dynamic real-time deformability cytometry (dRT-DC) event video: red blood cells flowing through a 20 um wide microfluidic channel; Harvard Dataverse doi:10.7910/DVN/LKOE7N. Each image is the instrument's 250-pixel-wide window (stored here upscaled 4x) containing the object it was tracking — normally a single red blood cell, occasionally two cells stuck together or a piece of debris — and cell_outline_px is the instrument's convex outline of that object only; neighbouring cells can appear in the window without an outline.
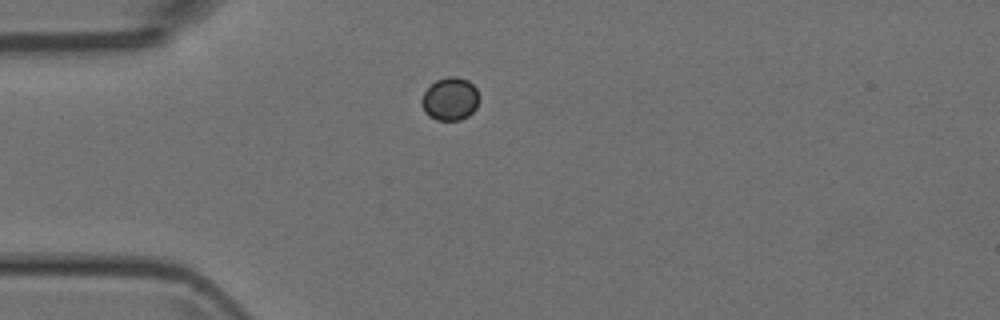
{"species": "Egyptian fruit bat (a non-hibernating species)", "species_latin": "Rousettus aegyptiacus", "temperature_condition": "room temperature", "stored_images_in_passage": 1, "camera_frame_rate_fps": 3000, "um_per_image_px": 0.085, "animal": {"sex": "female"}, "frame": {"image": 1, "passage_image": 1, "time_ms": 0.0, "image_size_px": [1000, 320], "cell_outline_px": [[480, 100], [476, 108], [468, 116], [460, 120], [436, 120], [428, 116], [424, 112], [420, 104], [420, 100], [424, 92], [436, 80], [448, 76], [456, 76], [468, 80], [476, 88], [480, 96]], "centroid_in_image_um": [38.26, 8.42], "position_along_channel_um": 46.7, "area_um2": 14.68}}